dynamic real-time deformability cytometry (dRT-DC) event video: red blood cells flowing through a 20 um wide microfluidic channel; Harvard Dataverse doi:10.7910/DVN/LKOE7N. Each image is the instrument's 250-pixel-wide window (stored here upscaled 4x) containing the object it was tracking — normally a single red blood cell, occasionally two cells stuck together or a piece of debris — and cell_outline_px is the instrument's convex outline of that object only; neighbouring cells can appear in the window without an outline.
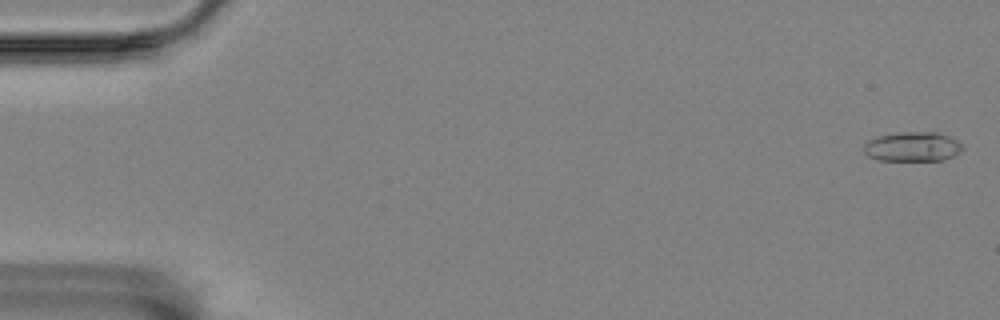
{"species": "Egyptian fruit bat (a non-hibernating species)", "species_latin": "Rousettus aegyptiacus", "temperature_condition": "room temperature", "stored_images_in_passage": 2, "segment_of_instrument_passage": [2, 2], "camera_frame_rate_fps": 3000, "um_per_image_px": 0.085, "animal": {"sex": "female"}, "frame": {"image": 1, "passage_image": 2, "time_ms": 1.333, "image_size_px": [1000, 320], "cell_outline_px": [[964, 148], [960, 152], [944, 160], [880, 160], [868, 156], [864, 152], [864, 144], [868, 140], [880, 136], [904, 132], [936, 132], [948, 136], [956, 140]], "centroid_in_image_um": [77.57, 12.47], "position_along_channel_um": 7.4, "area_um2": 16.76}}